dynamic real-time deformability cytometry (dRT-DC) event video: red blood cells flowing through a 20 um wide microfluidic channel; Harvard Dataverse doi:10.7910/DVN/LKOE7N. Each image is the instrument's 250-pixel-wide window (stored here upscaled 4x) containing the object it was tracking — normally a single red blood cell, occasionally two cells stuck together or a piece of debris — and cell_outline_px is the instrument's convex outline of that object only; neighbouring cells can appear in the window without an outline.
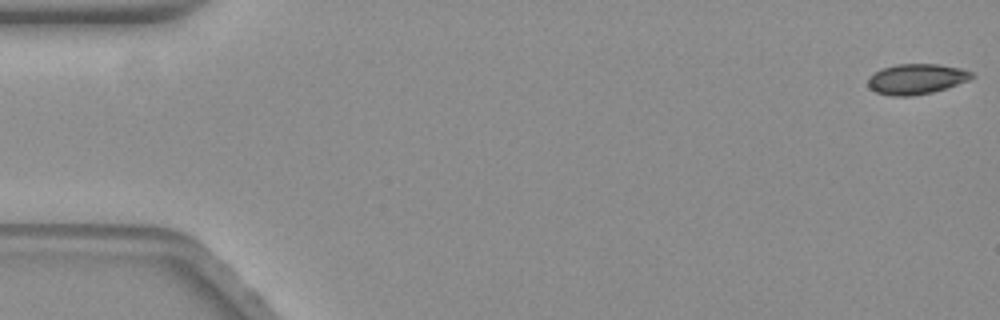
{"species": "common noctule bat (a hibernating species)", "species_latin": "Nyctalus noctula", "temperature_condition": "warm", "stored_images_in_passage": 59, "camera_frame_rate_fps": 3000, "um_per_image_px": 0.085, "animal": {"sex": "female", "body_mass_g": 19.3, "forearm_length_mm": 54.1}, "frame": {"image": 1, "passage_image": 1, "time_ms": 0.0, "image_size_px": [1000, 320], "cell_outline_px": [[976, 76], [968, 80], [932, 92], [912, 96], [892, 96], [876, 92], [868, 88], [868, 76], [880, 68], [896, 64], [936, 64], [960, 68], [972, 72]], "centroid_in_image_um": [77.84, 6.71], "position_along_channel_um": 7.2, "area_um2": 18.38}}
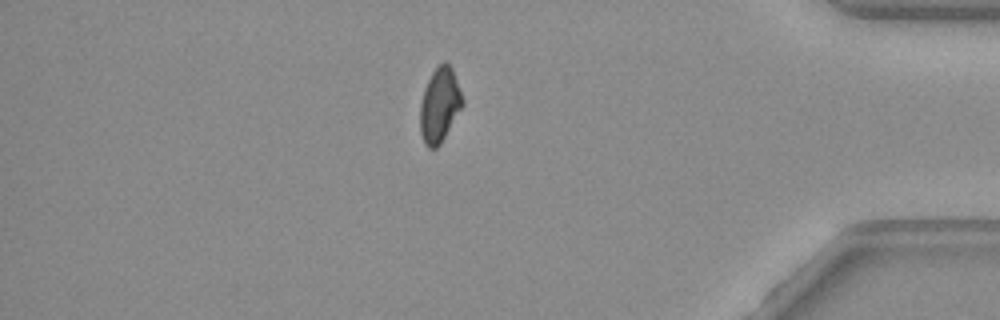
{"frame": {"image": 2, "passage_image": 50, "time_ms": 16.333, "image_size_px": [1000, 320], "cell_outline_px": [[464, 104], [440, 144], [436, 148], [428, 148], [424, 144], [420, 132], [420, 104], [424, 88], [436, 64], [444, 60], [452, 68], [464, 100]], "centroid_in_image_um": [37.36, 8.91], "position_along_channel_um": 397.8, "area_um2": 18.55}}
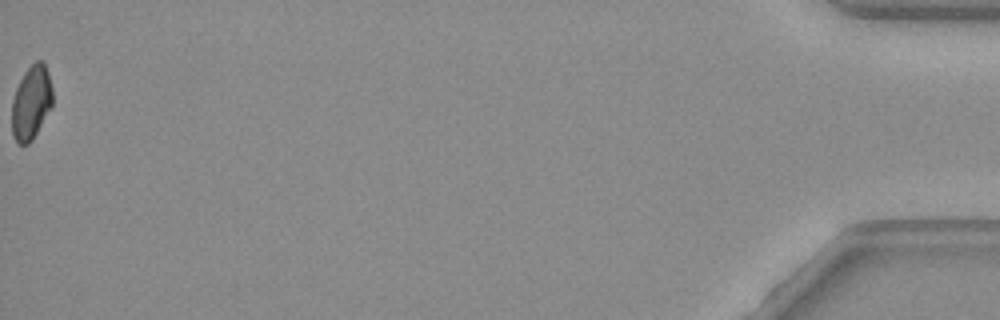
{"frame": {"image": 3, "passage_image": 59, "time_ms": 19.333, "image_size_px": [1000, 320], "cell_outline_px": [[52, 104], [32, 140], [28, 144], [20, 144], [12, 136], [12, 100], [16, 88], [24, 72], [36, 60], [44, 60], [48, 72], [52, 88]], "centroid_in_image_um": [2.65, 8.69], "position_along_channel_um": 432.6, "area_um2": 17.4}, "authors_computed_cell_mechanics": {"area_um2": 19.0162, "velocity_mm_per_s": 3.5262, "shape_relaxation_time_tau1_ms": null, "shape_relaxation_time_tau2_ms": 2.9911, "deformation_change_tau1": null, "deformation_change_tau2": 0.0564}}